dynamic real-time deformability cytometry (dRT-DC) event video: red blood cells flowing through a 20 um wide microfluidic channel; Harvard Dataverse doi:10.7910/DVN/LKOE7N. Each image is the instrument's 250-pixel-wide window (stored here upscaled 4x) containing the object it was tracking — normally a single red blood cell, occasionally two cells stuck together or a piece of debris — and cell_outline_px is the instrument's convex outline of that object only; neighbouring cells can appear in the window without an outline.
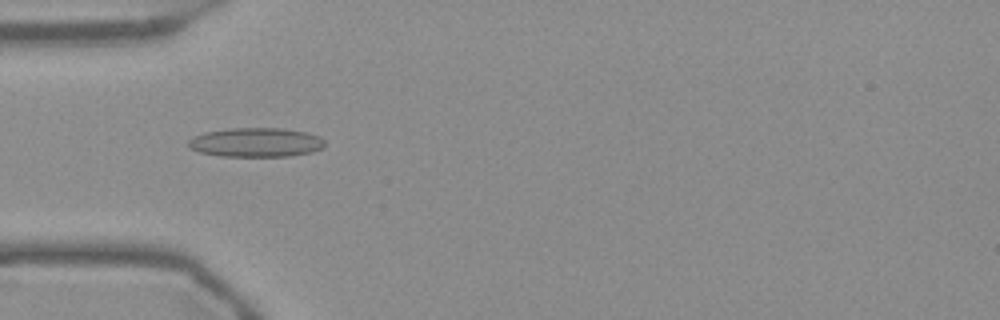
{"species": "Egyptian fruit bat (a non-hibernating species)", "species_latin": "Rousettus aegyptiacus", "temperature_condition": "warm", "stored_images_in_passage": 42, "camera_frame_rate_fps": 3000, "um_per_image_px": 0.085, "frame": {"image": 1, "passage_image": 5, "time_ms": 1.333, "image_size_px": [1000, 320], "cell_outline_px": [[324, 144], [320, 148], [312, 152], [288, 156], [220, 156], [200, 152], [188, 148], [188, 140], [192, 136], [204, 132], [232, 128], [284, 128], [304, 132], [320, 136], [324, 140]], "centroid_in_image_um": [21.71, 12.1], "position_along_channel_um": 63.3, "area_um2": 23.24}}
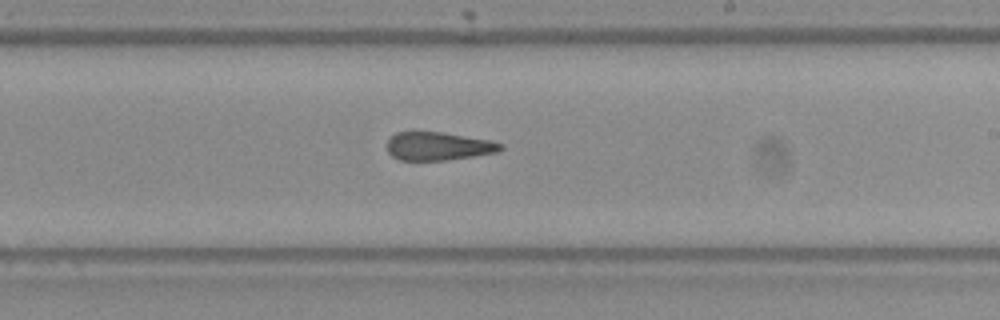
{"frame": {"image": 2, "passage_image": 20, "time_ms": 6.333, "image_size_px": [1000, 320], "cell_outline_px": [[504, 148], [500, 152], [448, 160], [400, 160], [392, 156], [388, 152], [388, 140], [396, 132], [412, 128], [444, 132], [488, 140], [504, 144]], "centroid_in_image_um": [37.23, 12.38], "position_along_channel_um": 251.8, "area_um2": 19.42}}
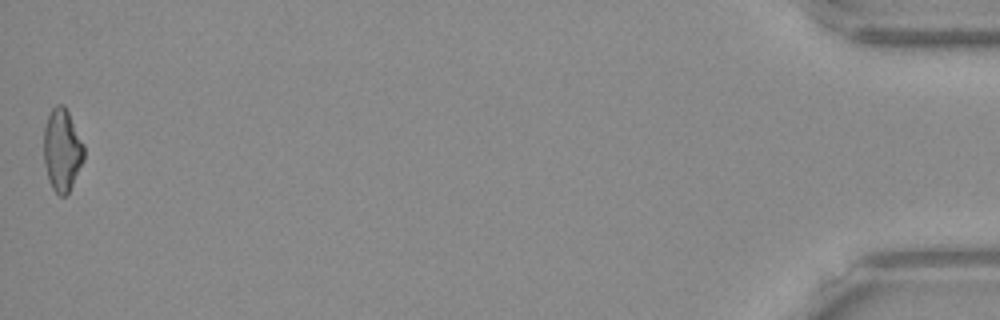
{"frame": {"image": 3, "passage_image": 42, "time_ms": 13.667, "image_size_px": [1000, 320], "cell_outline_px": [[84, 160], [68, 192], [64, 196], [60, 196], [52, 188], [48, 180], [44, 164], [44, 128], [48, 116], [52, 108], [56, 104], [64, 104], [84, 144]], "centroid_in_image_um": [5.27, 12.74], "position_along_channel_um": 429.9, "area_um2": 19.25}, "authors_computed_cell_mechanics": {"area_um2": 19.6231, "velocity_mm_per_s": 3.7812, "shape_relaxation_time_tau1_ms": null, "shape_relaxation_time_tau2_ms": 3.2126, "deformation_change_tau1": null, "deformation_change_tau2": 0.146}}